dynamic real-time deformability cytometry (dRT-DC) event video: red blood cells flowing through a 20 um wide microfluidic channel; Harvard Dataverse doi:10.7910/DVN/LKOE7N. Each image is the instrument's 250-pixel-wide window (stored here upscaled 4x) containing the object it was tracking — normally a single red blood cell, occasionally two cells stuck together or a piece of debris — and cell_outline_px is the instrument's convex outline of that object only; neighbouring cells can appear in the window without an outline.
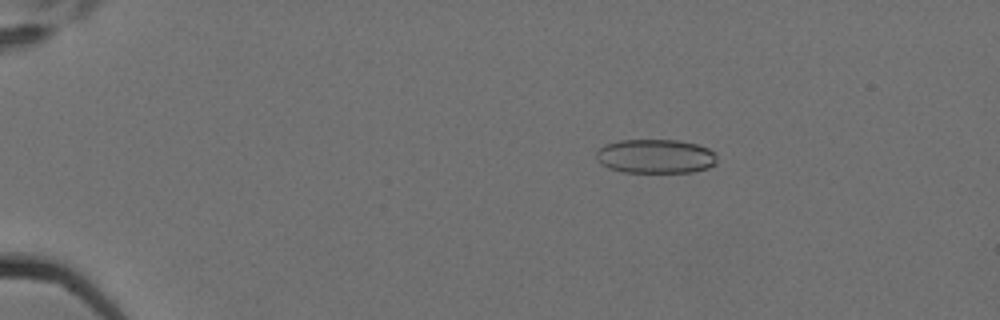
{"species": "Egyptian fruit bat (a non-hibernating species)", "species_latin": "Rousettus aegyptiacus", "temperature_condition": "cold", "stored_images_in_passage": 9, "camera_frame_rate_fps": 3000, "um_per_image_px": 0.085, "animal": {"sex": "female"}, "frame": {"image": 1, "passage_image": 4, "time_ms": 1.0, "image_size_px": [1000, 320], "cell_outline_px": [[716, 164], [708, 168], [692, 172], [624, 172], [608, 168], [596, 156], [596, 152], [604, 144], [616, 140], [676, 140], [696, 144], [708, 148], [716, 156]], "centroid_in_image_um": [55.72, 13.28], "position_along_channel_um": 29.3, "area_um2": 23.93}}
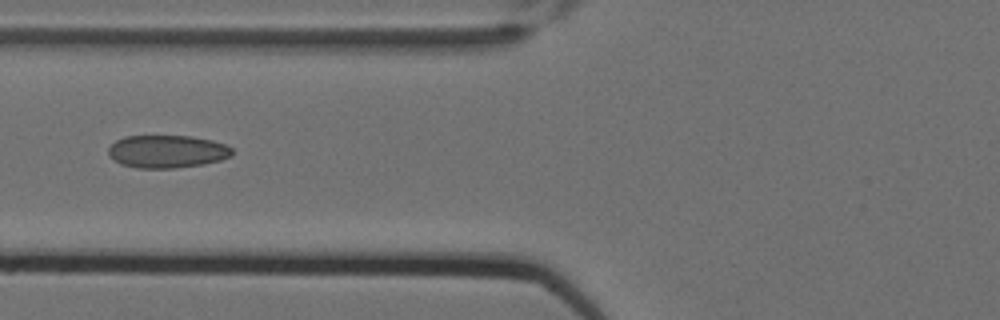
{"frame": {"image": 2, "passage_image": 8, "time_ms": 2.333, "image_size_px": [1000, 320], "cell_outline_px": [[232, 156], [220, 160], [204, 164], [176, 168], [136, 168], [120, 164], [108, 152], [108, 148], [116, 140], [124, 136], [192, 136], [212, 140], [224, 144], [232, 148]], "centroid_in_image_um": [14.22, 12.88], "position_along_channel_um": 111.6, "area_um2": 23.64}}
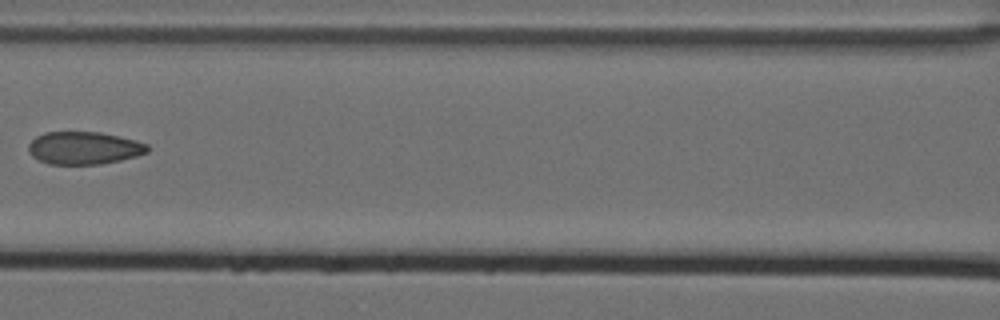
{"frame": {"image": 3, "passage_image": 9, "time_ms": 2.667, "image_size_px": [1000, 320], "cell_outline_px": [[148, 152], [136, 156], [120, 160], [100, 164], [48, 164], [32, 156], [28, 152], [28, 144], [36, 136], [44, 132], [100, 132], [136, 140], [148, 144]], "centroid_in_image_um": [7.12, 12.57], "position_along_channel_um": 159.5, "area_um2": 22.66}}